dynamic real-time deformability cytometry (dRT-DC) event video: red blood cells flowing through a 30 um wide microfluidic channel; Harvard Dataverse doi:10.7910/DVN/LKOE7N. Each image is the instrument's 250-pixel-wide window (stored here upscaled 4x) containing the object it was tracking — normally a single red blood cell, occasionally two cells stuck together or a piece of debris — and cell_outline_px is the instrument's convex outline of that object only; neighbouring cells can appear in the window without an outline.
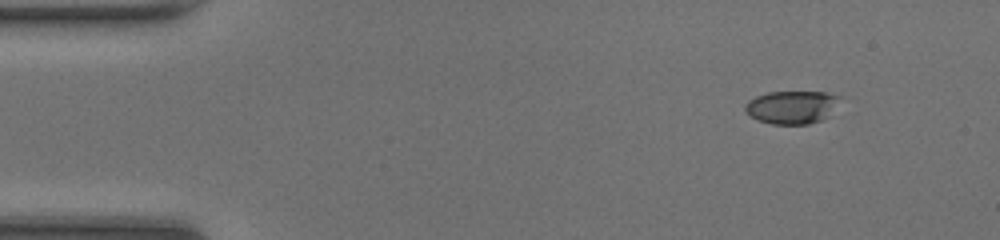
{"species": "common noctule bat (a hibernating species)", "species_latin": "Nyctalus noctula", "temperature_condition": "room temperature", "stored_images_in_passage": 44, "camera_frame_rate_fps": 3000, "um_per_image_px": 0.085, "animal": {"sex": "female", "body_mass_g": 20.0, "forearm_length_mm": 54.0}, "frame": {"image": 1, "passage_image": 1, "time_ms": 0.0, "image_size_px": [1000, 240], "cell_outline_px": [[840, 96], [828, 116], [820, 120], [808, 124], [772, 124], [748, 116], [744, 108], [744, 104], [748, 100], [756, 96], [768, 92], [824, 92]], "centroid_in_image_um": [67.23, 9.11], "position_along_channel_um": 17.8, "area_um2": 18.03}}
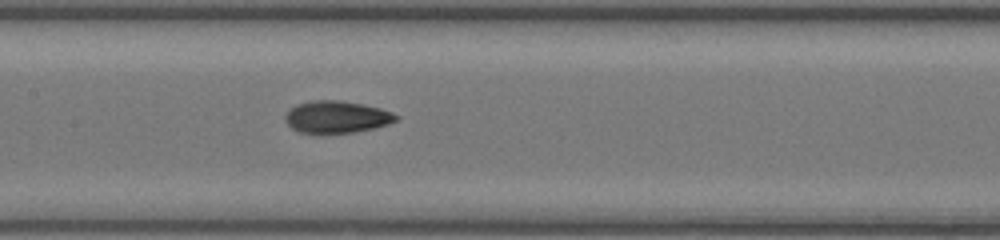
{"frame": {"image": 2, "passage_image": 19, "time_ms": 6.0, "image_size_px": [1000, 240], "cell_outline_px": [[400, 120], [388, 124], [372, 128], [352, 132], [300, 132], [292, 128], [284, 120], [284, 116], [296, 104], [312, 100], [336, 100], [360, 104], [380, 108], [392, 112], [400, 116]], "centroid_in_image_um": [28.64, 9.93], "position_along_channel_um": 178.8, "area_um2": 20.4}}
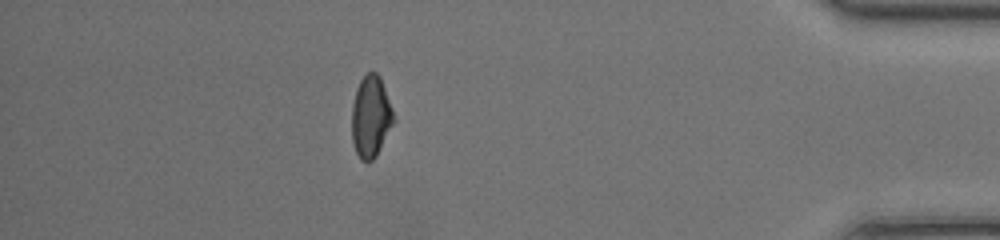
{"frame": {"image": 3, "passage_image": 38, "time_ms": 12.333, "image_size_px": [1000, 240], "cell_outline_px": [[396, 120], [376, 156], [368, 164], [360, 160], [356, 152], [352, 140], [352, 104], [356, 88], [360, 80], [368, 72], [376, 72], [380, 76], [392, 108]], "centroid_in_image_um": [31.52, 9.94], "position_along_channel_um": 403.7, "area_um2": 20.11}, "authors_computed_cell_mechanics": {"area_um2": 20.0277, "velocity_mm_per_s": 4.3337, "shape_relaxation_time_tau1_ms": 4.5781, "shape_relaxation_time_tau2_ms": 2.8403, "deformation_change_tau1": 0.175, "deformation_change_tau2": 0.0802}}